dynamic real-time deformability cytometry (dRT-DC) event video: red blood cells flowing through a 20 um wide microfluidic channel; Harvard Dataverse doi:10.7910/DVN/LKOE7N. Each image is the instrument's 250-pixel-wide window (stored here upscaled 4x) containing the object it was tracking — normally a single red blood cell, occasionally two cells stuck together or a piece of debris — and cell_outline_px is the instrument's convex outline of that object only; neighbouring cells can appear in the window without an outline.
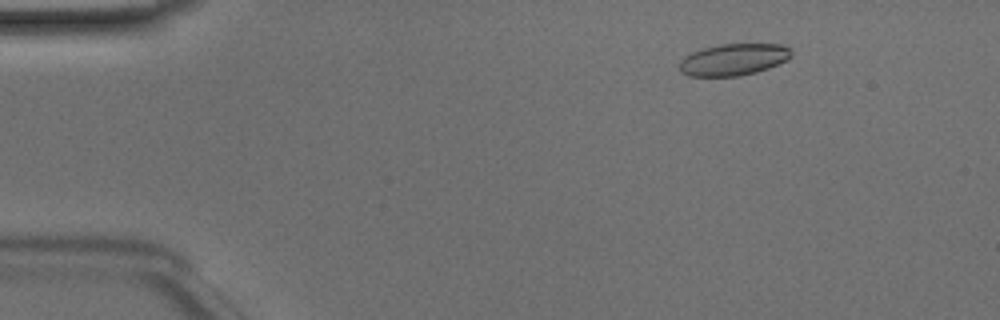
{"species": "Egyptian fruit bat (a non-hibernating species)", "species_latin": "Rousettus aegyptiacus", "temperature_condition": "room temperature", "stored_images_in_passage": 49, "camera_frame_rate_fps": 3000, "um_per_image_px": 0.085, "animal": {"sex": "male"}, "frame": {"image": 1, "passage_image": 7, "time_ms": 2.0, "image_size_px": [1000, 320], "cell_outline_px": [[792, 56], [788, 60], [768, 68], [756, 72], [740, 76], [688, 76], [680, 72], [680, 60], [684, 56], [692, 52], [704, 48], [720, 44], [780, 44], [792, 48]], "centroid_in_image_um": [62.37, 5.06], "position_along_channel_um": 22.6, "area_um2": 20.87}}
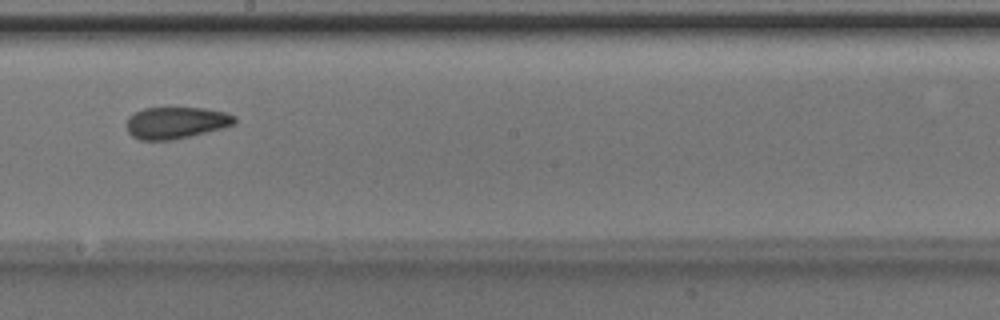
{"frame": {"image": 2, "passage_image": 28, "time_ms": 9.0, "image_size_px": [1000, 320], "cell_outline_px": [[236, 124], [224, 128], [172, 140], [140, 140], [132, 136], [128, 132], [128, 116], [144, 108], [204, 108], [224, 112], [236, 116]], "centroid_in_image_um": [14.99, 10.43], "position_along_channel_um": 233.2, "area_um2": 19.94}}
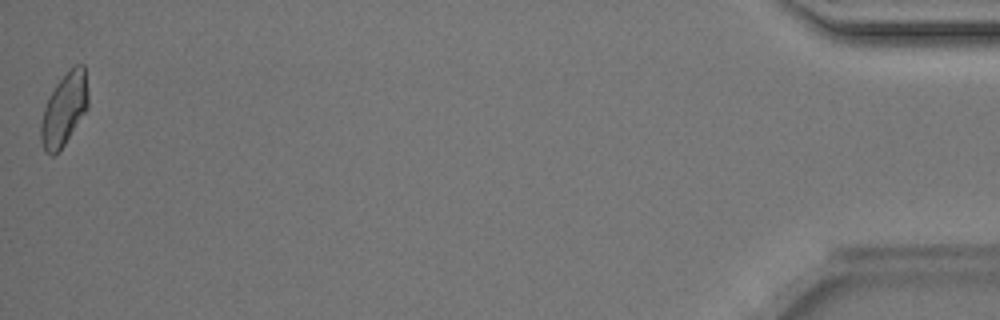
{"frame": {"image": 3, "passage_image": 49, "time_ms": 16.0, "image_size_px": [1000, 320], "cell_outline_px": [[88, 108], [64, 144], [52, 156], [44, 152], [40, 140], [40, 124], [44, 108], [56, 84], [76, 64], [84, 64], [88, 92]], "centroid_in_image_um": [5.45, 9.32], "position_along_channel_um": 429.7, "area_um2": 19.65}, "authors_computed_cell_mechanics": {"area_um2": 20.519, "velocity_mm_per_s": 4.1573, "shape_relaxation_time_tau1_ms": 3.6381, "shape_relaxation_time_tau2_ms": 2.5802, "deformation_change_tau1": 0.1011, "deformation_change_tau2": 0.0816}}